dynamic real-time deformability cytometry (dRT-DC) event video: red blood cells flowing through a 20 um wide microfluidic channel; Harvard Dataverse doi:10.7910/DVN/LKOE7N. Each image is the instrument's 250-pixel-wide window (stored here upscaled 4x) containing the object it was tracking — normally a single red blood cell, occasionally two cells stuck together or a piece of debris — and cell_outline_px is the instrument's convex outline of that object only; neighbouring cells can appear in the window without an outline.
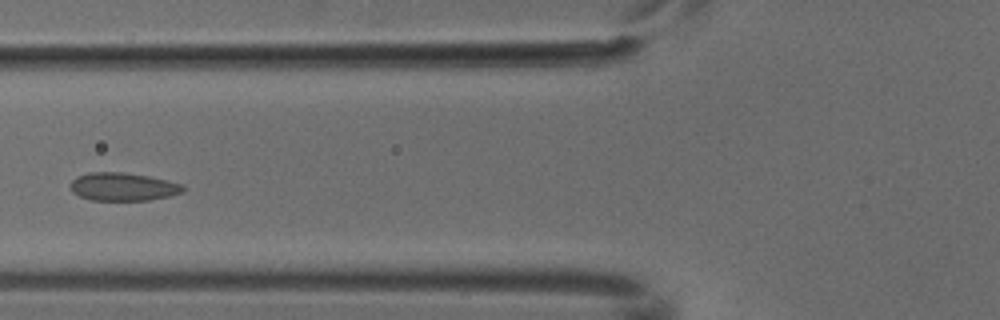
{"species": "common noctule bat (a hibernating species)", "species_latin": "Nyctalus noctula", "temperature_condition": "cold", "stored_images_in_passage": 5, "camera_frame_rate_fps": 3000, "um_per_image_px": 0.085, "animal": {"sex": "male", "body_mass_g": 18.8}, "frame": {"image": 1, "passage_image": 5, "time_ms": 1.333, "image_size_px": [1000, 320], "cell_outline_px": [[184, 192], [168, 196], [148, 200], [92, 200], [80, 196], [72, 192], [68, 184], [76, 176], [88, 172], [124, 172], [148, 176], [184, 184]], "centroid_in_image_um": [10.42, 15.86], "position_along_channel_um": 115.4, "area_um2": 18.55}}